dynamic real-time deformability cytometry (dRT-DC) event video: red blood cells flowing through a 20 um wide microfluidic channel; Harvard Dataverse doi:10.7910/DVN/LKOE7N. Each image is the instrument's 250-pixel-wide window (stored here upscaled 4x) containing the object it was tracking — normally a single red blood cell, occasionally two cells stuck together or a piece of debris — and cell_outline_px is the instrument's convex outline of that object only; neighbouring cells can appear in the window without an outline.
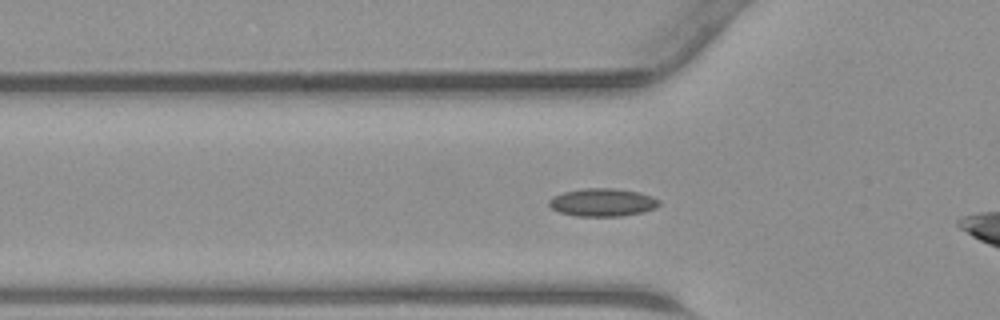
{"species": "common noctule bat (a hibernating species)", "species_latin": "Nyctalus noctula", "temperature_condition": "warm", "stored_images_in_passage": 32, "camera_frame_rate_fps": 3000, "um_per_image_px": 0.085, "animal": {"sex": "male", "body_mass_g": 23.1, "forearm_length_mm": 52.7}, "frame": {"image": 1, "passage_image": 7, "time_ms": 2.0, "image_size_px": [1000, 320], "cell_outline_px": [[660, 204], [656, 208], [644, 212], [620, 216], [576, 216], [560, 212], [552, 208], [548, 204], [548, 200], [552, 196], [564, 192], [584, 188], [616, 188], [640, 192], [652, 196], [660, 200]], "centroid_in_image_um": [51.24, 17.19], "position_along_channel_um": 74.6, "area_um2": 18.09}}
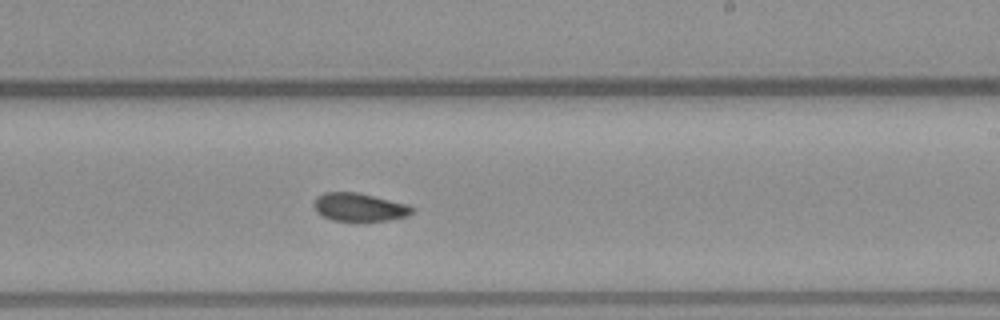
{"frame": {"image": 2, "passage_image": 19, "time_ms": 6.0, "image_size_px": [1000, 320], "cell_outline_px": [[412, 212], [408, 216], [388, 220], [364, 224], [356, 224], [332, 220], [316, 212], [316, 200], [324, 192], [356, 192], [408, 204], [412, 208]], "centroid_in_image_um": [30.57, 17.67], "position_along_channel_um": 258.4, "area_um2": 16.53}}
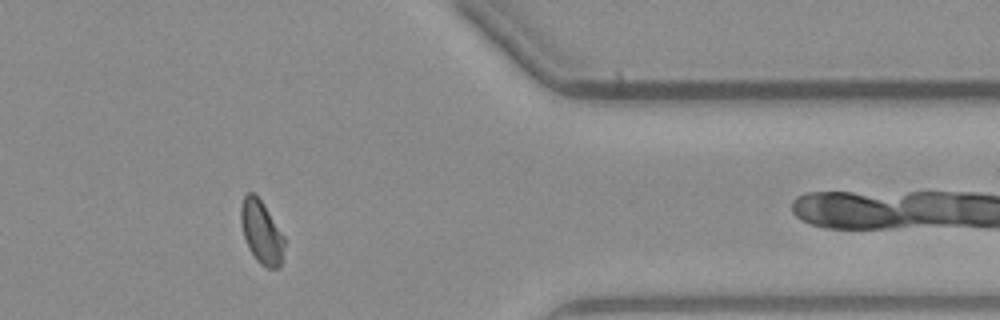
{"frame": {"image": 3, "passage_image": 29, "time_ms": 9.333, "image_size_px": [1000, 320], "cell_outline_px": [[284, 244], [280, 268], [268, 268], [260, 264], [256, 260], [248, 248], [244, 236], [240, 220], [240, 208], [244, 196], [248, 192], [252, 192], [260, 200], [284, 236]], "centroid_in_image_um": [22.2, 19.76], "position_along_channel_um": 389.2, "area_um2": 15.72}}